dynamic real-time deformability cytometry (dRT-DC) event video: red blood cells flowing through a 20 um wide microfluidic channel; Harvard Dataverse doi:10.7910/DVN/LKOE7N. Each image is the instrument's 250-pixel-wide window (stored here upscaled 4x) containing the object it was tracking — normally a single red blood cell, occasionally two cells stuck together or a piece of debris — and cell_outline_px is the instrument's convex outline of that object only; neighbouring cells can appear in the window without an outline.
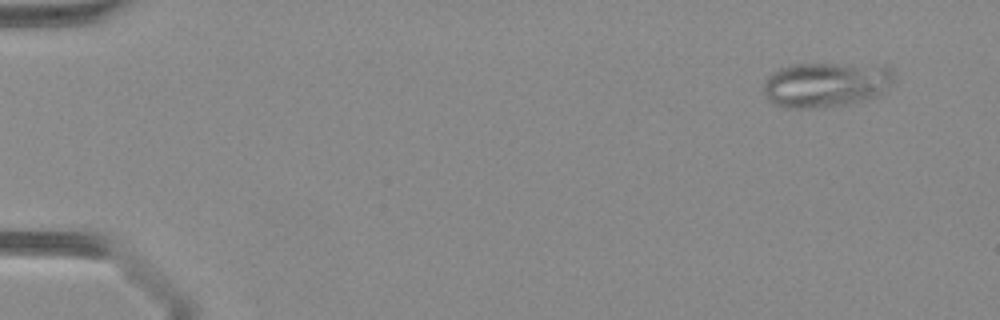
{"species": "Egyptian fruit bat (a non-hibernating species)", "species_latin": "Rousettus aegyptiacus", "temperature_condition": "warm", "stored_images_in_passage": 43, "segment_of_instrument_passage": [1, 2], "camera_frame_rate_fps": 3000, "um_per_image_px": 0.085, "animal": {"sex": "female"}, "frame": {"image": 1, "passage_image": 4, "time_ms": 1.0, "image_size_px": [1000, 320], "cell_outline_px": [[896, 80], [880, 96], [848, 104], [816, 108], [784, 108], [772, 104], [764, 96], [764, 84], [768, 76], [772, 72], [780, 68], [792, 64], [888, 64], [892, 68]], "centroid_in_image_um": [70.26, 7.18], "position_along_channel_um": 14.7, "area_um2": 35.08}}